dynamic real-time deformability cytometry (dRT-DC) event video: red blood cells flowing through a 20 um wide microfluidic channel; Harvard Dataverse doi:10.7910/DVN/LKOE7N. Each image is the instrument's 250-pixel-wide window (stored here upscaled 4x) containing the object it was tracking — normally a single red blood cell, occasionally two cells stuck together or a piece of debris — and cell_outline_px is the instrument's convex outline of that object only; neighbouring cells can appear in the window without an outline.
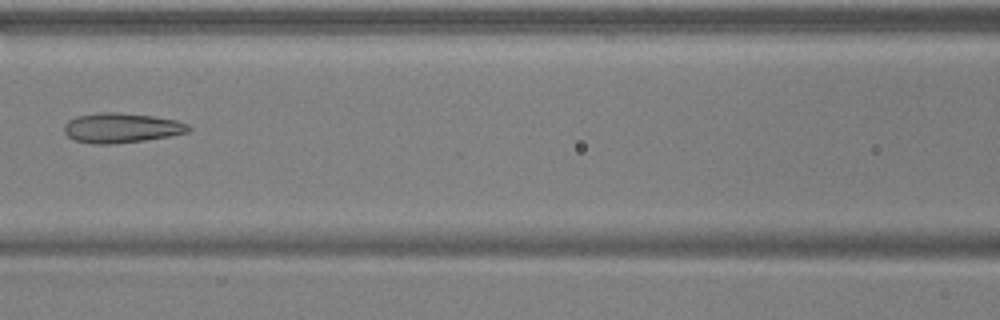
{"species": "common noctule bat (a hibernating species)", "species_latin": "Nyctalus noctula", "temperature_condition": "warm", "stored_images_in_passage": 4, "camera_frame_rate_fps": 3000, "um_per_image_px": 0.085, "animal": {"sex": "male", "body_mass_g": 17.9, "forearm_length_mm": 54.2}, "frame": {"image": 1, "passage_image": 4, "time_ms": 1.0, "image_size_px": [1000, 320], "cell_outline_px": [[192, 128], [188, 132], [168, 136], [144, 140], [112, 144], [92, 144], [76, 140], [68, 136], [64, 132], [64, 124], [68, 120], [76, 116], [100, 112], [116, 112], [152, 116], [176, 120], [188, 124]], "centroid_in_image_um": [10.3, 10.87], "position_along_channel_um": 156.3, "area_um2": 21.56}}